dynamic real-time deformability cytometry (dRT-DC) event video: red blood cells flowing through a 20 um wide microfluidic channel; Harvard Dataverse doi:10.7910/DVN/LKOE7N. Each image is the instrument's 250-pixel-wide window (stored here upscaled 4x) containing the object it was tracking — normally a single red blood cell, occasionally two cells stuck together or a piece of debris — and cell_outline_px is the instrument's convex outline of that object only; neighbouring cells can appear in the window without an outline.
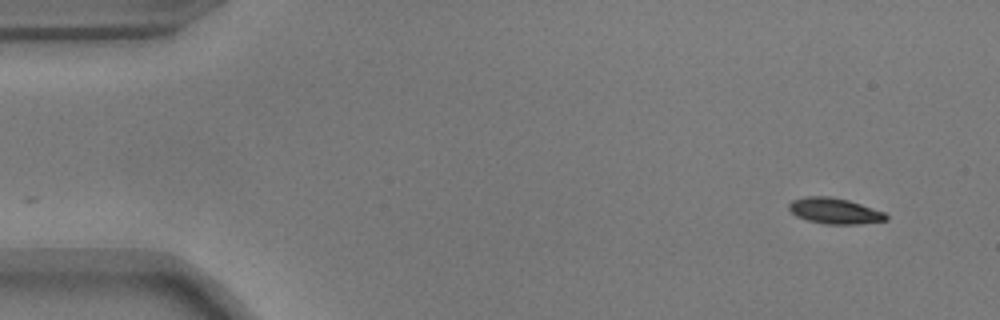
{"species": "common noctule bat (a hibernating species)", "species_latin": "Nyctalus noctula", "temperature_condition": "warm", "stored_images_in_passage": 53, "camera_frame_rate_fps": 3000, "um_per_image_px": 0.085, "animal": {"sex": "male", "body_mass_g": 17.9}, "frame": {"image": 1, "passage_image": 1, "time_ms": 0.0, "image_size_px": [1000, 320], "cell_outline_px": [[888, 220], [856, 224], [824, 224], [808, 220], [796, 216], [788, 208], [788, 204], [792, 200], [804, 196], [832, 196], [848, 200], [884, 212], [888, 216]], "centroid_in_image_um": [70.92, 17.92], "position_along_channel_um": 14.1, "area_um2": 14.62}}
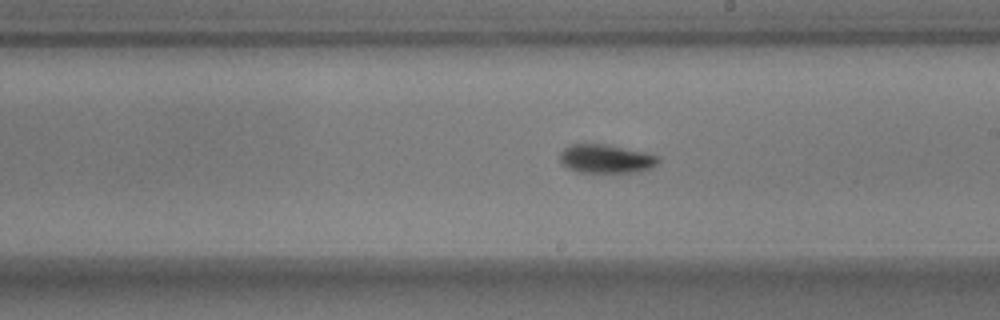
{"frame": {"image": 2, "passage_image": 28, "time_ms": 9.0, "image_size_px": [1000, 320], "cell_outline_px": [[660, 160], [652, 168], [640, 172], [576, 172], [560, 164], [560, 152], [564, 148], [572, 144], [604, 144], [644, 152], [660, 156]], "centroid_in_image_um": [51.5, 13.51], "position_along_channel_um": 237.5, "area_um2": 16.53}}
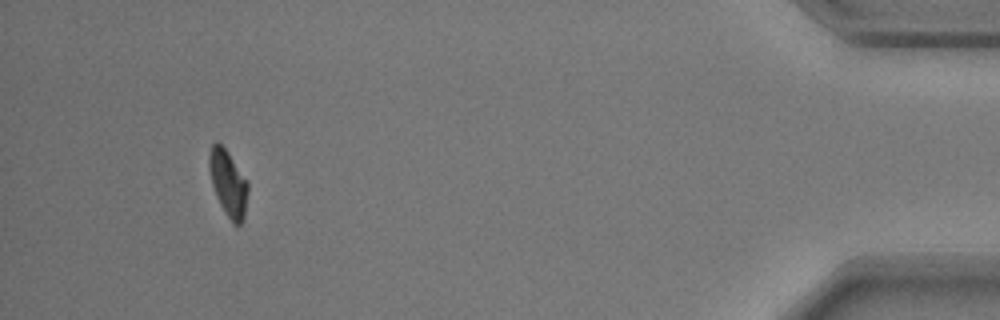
{"frame": {"image": 3, "passage_image": 48, "time_ms": 15.667, "image_size_px": [1000, 320], "cell_outline_px": [[248, 192], [244, 220], [240, 224], [232, 224], [224, 212], [216, 196], [212, 184], [208, 168], [208, 152], [212, 144], [216, 140], [228, 152], [248, 180]], "centroid_in_image_um": [19.39, 15.57], "position_along_channel_um": 415.8, "area_um2": 15.26}, "authors_computed_cell_mechanics": {"area_um2": 15.606, "velocity_mm_per_s": 3.7015, "shape_relaxation_time_tau1_ms": 3.2602, "shape_relaxation_time_tau2_ms": 4.778, "deformation_change_tau1": 0.1255, "deformation_change_tau2": 0.0872}}